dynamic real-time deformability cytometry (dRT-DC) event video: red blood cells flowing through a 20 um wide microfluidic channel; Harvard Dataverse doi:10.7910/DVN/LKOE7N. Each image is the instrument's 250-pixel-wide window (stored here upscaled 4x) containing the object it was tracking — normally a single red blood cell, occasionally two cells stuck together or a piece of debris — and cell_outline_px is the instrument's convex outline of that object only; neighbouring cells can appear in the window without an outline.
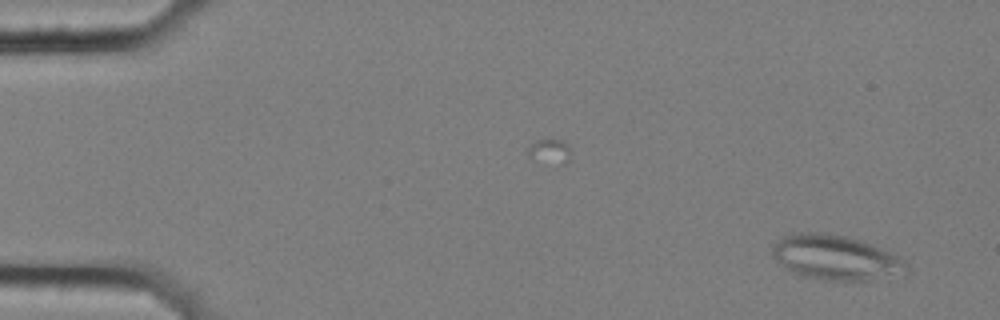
{"species": "common noctule bat (a hibernating species)", "species_latin": "Nyctalus noctula", "temperature_condition": "cold", "stored_images_in_passage": 4, "camera_frame_rate_fps": 3000, "um_per_image_px": 0.085, "animal": {"sex": "female", "body_mass_g": 25.1}, "frame": {"image": 1, "passage_image": 4, "time_ms": 1.0, "image_size_px": [1000, 320], "cell_outline_px": [[908, 272], [868, 280], [824, 280], [800, 276], [784, 268], [776, 260], [772, 252], [772, 244], [776, 240], [784, 236], [800, 232], [824, 232], [844, 236], [860, 240], [900, 256], [904, 260], [908, 268]], "centroid_in_image_um": [70.99, 21.89], "position_along_channel_um": 14.0, "area_um2": 34.97}}